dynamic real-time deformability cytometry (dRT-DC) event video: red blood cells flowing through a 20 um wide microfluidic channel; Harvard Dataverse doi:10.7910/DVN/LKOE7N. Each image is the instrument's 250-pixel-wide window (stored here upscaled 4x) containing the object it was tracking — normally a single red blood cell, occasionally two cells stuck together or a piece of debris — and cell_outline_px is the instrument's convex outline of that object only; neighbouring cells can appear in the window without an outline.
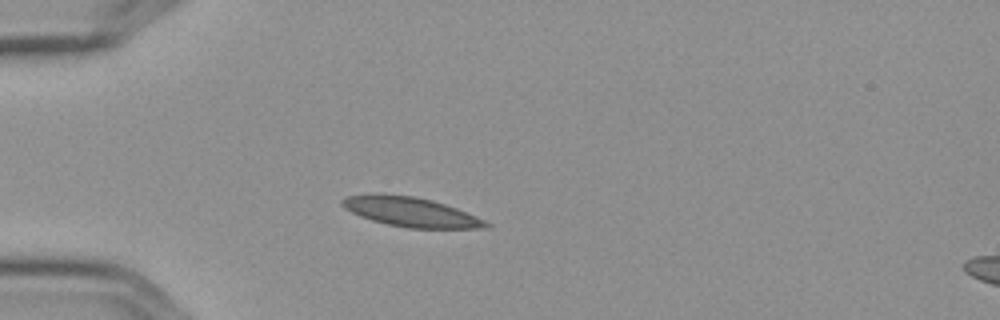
{"species": "Egyptian fruit bat (a non-hibernating species)", "species_latin": "Rousettus aegyptiacus", "temperature_condition": "cold", "stored_images_in_passage": 13, "camera_frame_rate_fps": 3000, "um_per_image_px": 0.085, "frame": {"image": 1, "passage_image": 2, "time_ms": 0.333, "image_size_px": [1000, 320], "cell_outline_px": [[492, 228], [408, 228], [388, 224], [372, 220], [360, 216], [344, 208], [340, 204], [340, 200], [348, 196], [412, 196], [432, 200], [456, 208], [484, 220], [492, 224]], "centroid_in_image_um": [34.99, 18.06], "position_along_channel_um": 50.0, "area_um2": 23.87}}
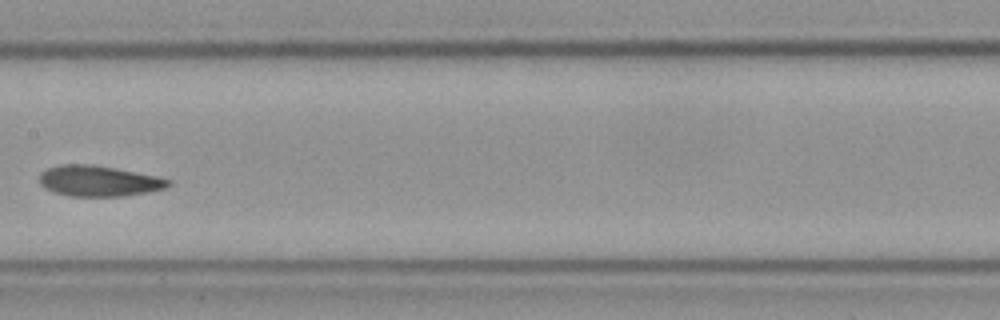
{"frame": {"image": 2, "passage_image": 6, "time_ms": 1.667, "image_size_px": [1000, 320], "cell_outline_px": [[172, 184], [164, 188], [148, 192], [124, 196], [68, 196], [52, 192], [44, 188], [40, 184], [40, 172], [48, 168], [60, 164], [92, 164], [156, 176], [172, 180]], "centroid_in_image_um": [8.36, 15.39], "position_along_channel_um": 199.0, "area_um2": 23.12}}
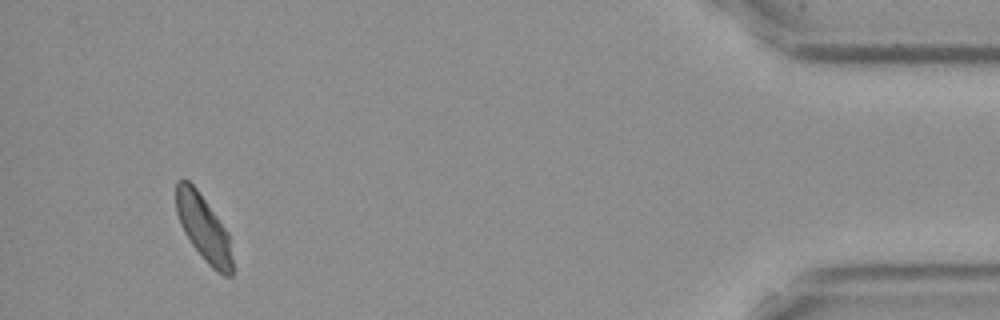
{"frame": {"image": 3, "passage_image": 12, "time_ms": 3.667, "image_size_px": [1000, 320], "cell_outline_px": [[232, 276], [224, 276], [216, 272], [208, 264], [192, 244], [184, 232], [180, 224], [176, 212], [176, 180], [188, 180], [196, 188], [228, 232], [232, 260]], "centroid_in_image_um": [17.29, 19.39], "position_along_channel_um": 417.9, "area_um2": 21.39}}